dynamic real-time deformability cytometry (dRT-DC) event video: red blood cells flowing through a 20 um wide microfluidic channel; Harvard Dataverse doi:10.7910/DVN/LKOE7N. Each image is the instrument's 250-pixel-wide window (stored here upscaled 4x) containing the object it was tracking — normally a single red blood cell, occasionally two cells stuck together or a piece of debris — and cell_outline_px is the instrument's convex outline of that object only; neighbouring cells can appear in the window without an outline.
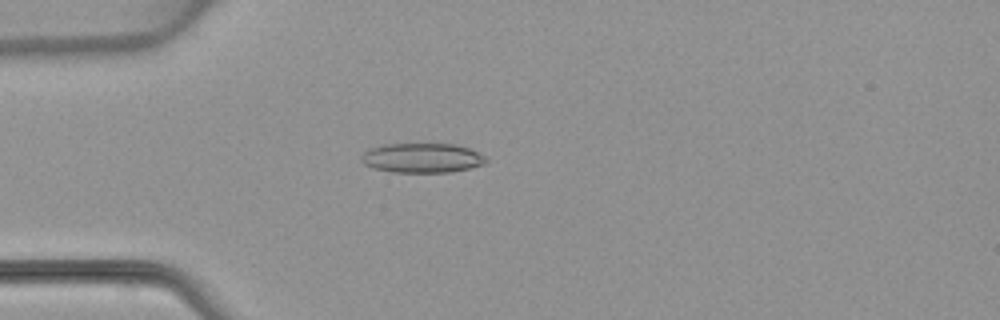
{"species": "common noctule bat (a hibernating species)", "species_latin": "Nyctalus noctula", "temperature_condition": "warm", "stored_images_in_passage": 4, "camera_frame_rate_fps": 3000, "um_per_image_px": 0.085, "animal": {"sex": "female", "body_mass_g": 22.7, "forearm_length_mm": 54.2}, "frame": {"image": 1, "passage_image": 3, "time_ms": 3.333, "image_size_px": [1000, 320], "cell_outline_px": [[488, 160], [484, 164], [472, 168], [452, 172], [392, 172], [372, 168], [364, 164], [360, 160], [360, 156], [368, 148], [380, 144], [456, 144], [468, 148], [484, 156]], "centroid_in_image_um": [35.84, 13.42], "position_along_channel_um": 49.2, "area_um2": 21.73}}